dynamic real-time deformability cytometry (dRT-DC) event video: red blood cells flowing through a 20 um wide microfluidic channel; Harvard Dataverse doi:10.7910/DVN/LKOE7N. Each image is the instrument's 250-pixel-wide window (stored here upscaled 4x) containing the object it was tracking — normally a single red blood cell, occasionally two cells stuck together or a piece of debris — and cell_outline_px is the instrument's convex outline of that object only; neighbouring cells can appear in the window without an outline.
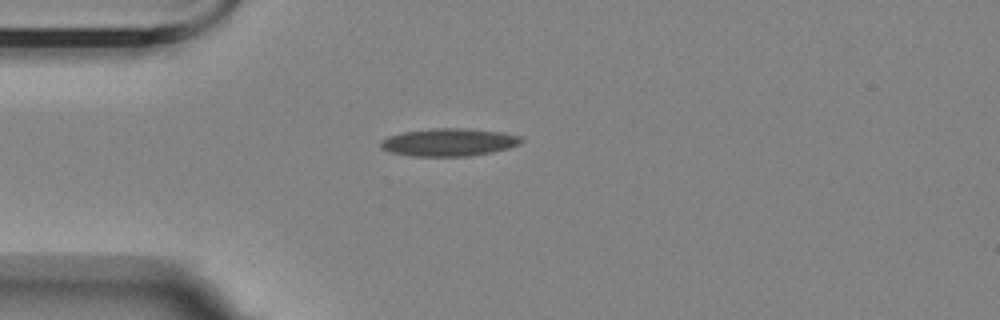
{"species": "Egyptian fruit bat (a non-hibernating species)", "species_latin": "Rousettus aegyptiacus", "temperature_condition": "room temperature", "stored_images_in_passage": 5, "camera_frame_rate_fps": 3000, "um_per_image_px": 0.085, "animal": {"sex": "female"}, "frame": {"image": 1, "passage_image": 1, "time_ms": 0.0, "image_size_px": [1000, 320], "cell_outline_px": [[524, 140], [520, 144], [508, 148], [492, 152], [472, 156], [412, 156], [388, 152], [380, 148], [380, 140], [388, 136], [404, 132], [436, 128], [468, 128], [504, 132], [520, 136]], "centroid_in_image_um": [38.16, 12.09], "position_along_channel_um": 46.8, "area_um2": 22.95}}
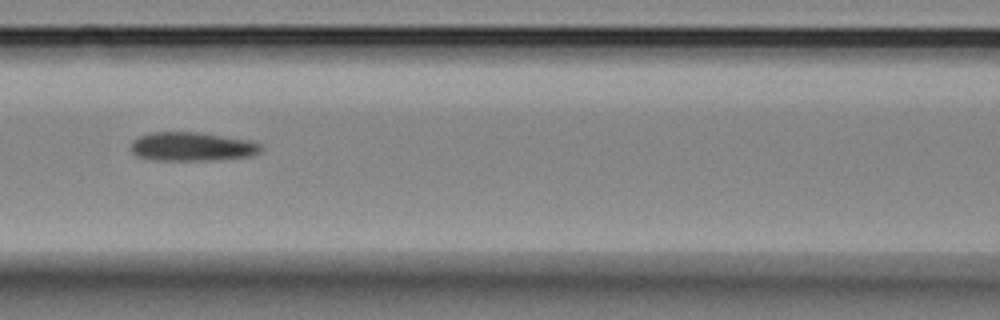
{"frame": {"image": 2, "passage_image": 4, "time_ms": 3.333, "image_size_px": [1000, 320], "cell_outline_px": [[264, 148], [260, 152], [252, 156], [220, 160], [156, 160], [136, 156], [132, 152], [132, 140], [140, 136], [152, 132], [200, 132], [252, 140], [264, 144]], "centroid_in_image_um": [16.42, 12.46], "position_along_channel_um": 150.2, "area_um2": 22.25}}
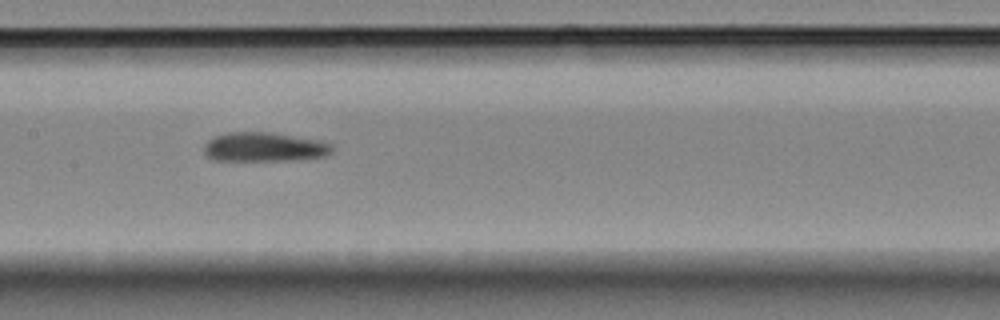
{"frame": {"image": 3, "passage_image": 5, "time_ms": 4.333, "image_size_px": [1000, 320], "cell_outline_px": [[332, 152], [324, 156], [288, 160], [212, 160], [204, 152], [204, 144], [208, 140], [224, 132], [268, 132], [320, 140], [332, 144]], "centroid_in_image_um": [22.43, 12.49], "position_along_channel_um": 185.0, "area_um2": 21.68}}